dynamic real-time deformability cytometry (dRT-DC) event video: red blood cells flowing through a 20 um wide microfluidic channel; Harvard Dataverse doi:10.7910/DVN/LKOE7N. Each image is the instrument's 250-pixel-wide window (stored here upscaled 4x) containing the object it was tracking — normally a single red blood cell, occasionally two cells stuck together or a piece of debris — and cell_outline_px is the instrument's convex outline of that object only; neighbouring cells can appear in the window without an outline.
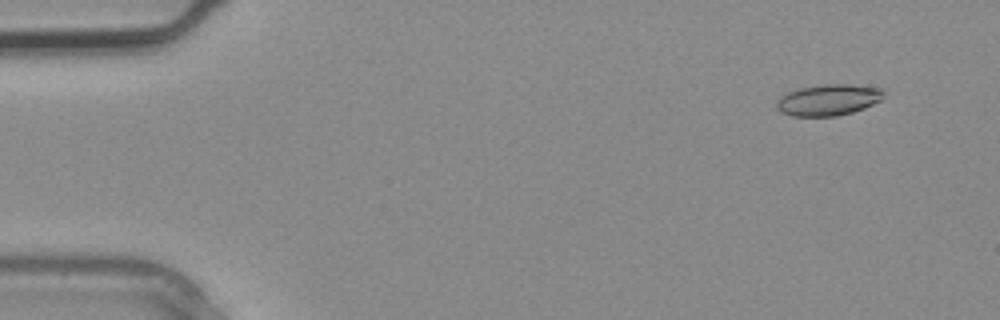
{"species": "common noctule bat (a hibernating species)", "species_latin": "Nyctalus noctula", "temperature_condition": "warm", "stored_images_in_passage": 2, "segment_of_instrument_passage": [2, 2], "camera_frame_rate_fps": 3000, "um_per_image_px": 0.085, "animal": {"sex": "male", "body_mass_g": 20.4}, "frame": {"image": 1, "passage_image": 2, "time_ms": 0.333, "image_size_px": [1000, 320], "cell_outline_px": [[884, 92], [880, 100], [864, 108], [852, 112], [836, 116], [792, 116], [780, 112], [776, 108], [776, 100], [780, 96], [788, 92], [800, 88], [824, 84], [848, 84], [880, 88]], "centroid_in_image_um": [70.36, 8.5], "position_along_channel_um": 14.6, "area_um2": 19.42}}